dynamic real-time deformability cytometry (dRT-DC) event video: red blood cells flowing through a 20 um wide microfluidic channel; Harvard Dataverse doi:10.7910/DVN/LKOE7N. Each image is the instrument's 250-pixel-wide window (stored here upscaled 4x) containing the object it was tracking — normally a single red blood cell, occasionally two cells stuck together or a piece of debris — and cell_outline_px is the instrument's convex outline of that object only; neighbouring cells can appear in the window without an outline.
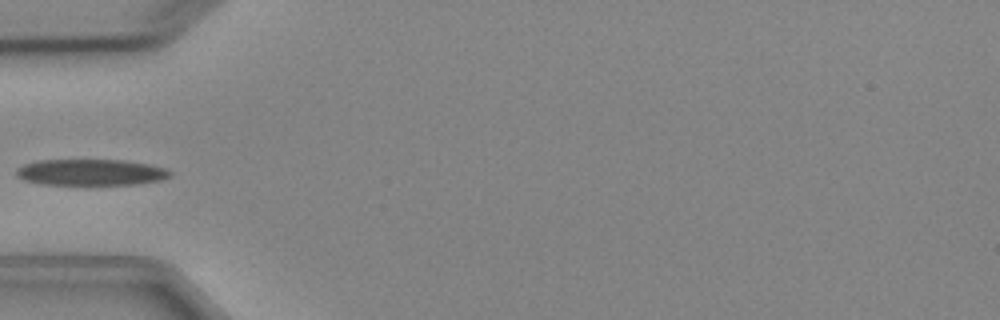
{"species": "Egyptian fruit bat (a non-hibernating species)", "species_latin": "Rousettus aegyptiacus", "temperature_condition": "cold", "stored_images_in_passage": 6, "camera_frame_rate_fps": 3000, "um_per_image_px": 0.085, "animal": {"sex": "female"}, "frame": {"image": 1, "passage_image": 5, "time_ms": 5.667, "image_size_px": [1000, 320], "cell_outline_px": [[172, 176], [160, 180], [136, 184], [40, 184], [24, 180], [16, 176], [16, 168], [24, 164], [36, 160], [124, 160], [148, 164], [164, 168], [172, 172]], "centroid_in_image_um": [7.69, 14.64], "position_along_channel_um": 77.3, "area_um2": 23.47}}